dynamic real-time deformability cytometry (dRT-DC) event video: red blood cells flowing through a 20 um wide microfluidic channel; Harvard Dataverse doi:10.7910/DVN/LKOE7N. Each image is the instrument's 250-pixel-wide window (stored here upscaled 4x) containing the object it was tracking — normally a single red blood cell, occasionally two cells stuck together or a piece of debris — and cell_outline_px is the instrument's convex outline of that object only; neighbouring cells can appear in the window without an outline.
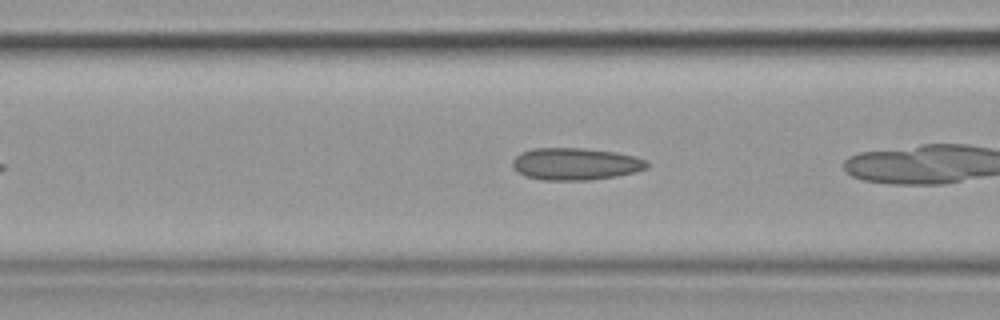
{"species": "common noctule bat (a hibernating species)", "species_latin": "Nyctalus noctula", "temperature_condition": "cold", "stored_images_in_passage": 26, "camera_frame_rate_fps": 3000, "um_per_image_px": 0.085, "animal": {"sex": "female", "body_mass_g": 19.9}, "frame": {"image": 1, "passage_image": 5, "time_ms": 1.333, "image_size_px": [1000, 320], "cell_outline_px": [[648, 168], [636, 172], [616, 176], [588, 180], [540, 180], [524, 176], [512, 168], [512, 160], [520, 152], [532, 148], [584, 148], [616, 152], [636, 156], [644, 160], [648, 164]], "centroid_in_image_um": [48.88, 13.93], "position_along_channel_um": 117.7, "area_um2": 25.43}}
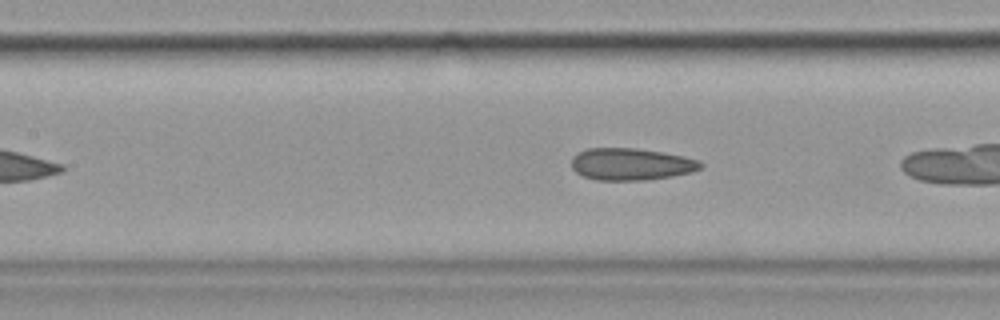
{"frame": {"image": 2, "passage_image": 8, "time_ms": 2.333, "image_size_px": [1000, 320], "cell_outline_px": [[704, 164], [700, 168], [692, 172], [672, 176], [648, 180], [596, 180], [584, 176], [576, 172], [572, 168], [572, 156], [588, 148], [636, 148], [664, 152], [684, 156], [700, 160]], "centroid_in_image_um": [53.67, 13.95], "position_along_channel_um": 153.7, "area_um2": 24.22}}